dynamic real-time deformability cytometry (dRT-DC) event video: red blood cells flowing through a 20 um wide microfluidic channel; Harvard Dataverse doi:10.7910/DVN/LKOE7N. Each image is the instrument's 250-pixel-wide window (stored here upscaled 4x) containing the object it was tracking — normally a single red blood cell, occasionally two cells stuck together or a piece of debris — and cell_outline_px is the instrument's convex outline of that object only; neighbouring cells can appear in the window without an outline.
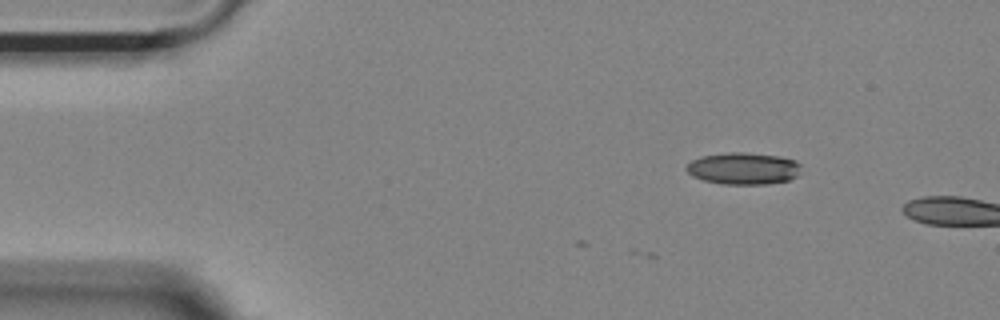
{"species": "Egyptian fruit bat (a non-hibernating species)", "species_latin": "Rousettus aegyptiacus", "temperature_condition": "room temperature", "stored_images_in_passage": 4, "camera_frame_rate_fps": 3000, "um_per_image_px": 0.085, "animal": {"sex": "female"}, "frame": {"image": 1, "passage_image": 1, "time_ms": 0.0, "image_size_px": [1000, 320], "cell_outline_px": [[800, 164], [796, 176], [788, 180], [768, 184], [720, 184], [704, 180], [692, 176], [684, 168], [692, 160], [700, 156], [728, 152], [744, 152], [780, 156], [796, 160]], "centroid_in_image_um": [63.16, 14.31], "position_along_channel_um": 21.8, "area_um2": 21.39}}